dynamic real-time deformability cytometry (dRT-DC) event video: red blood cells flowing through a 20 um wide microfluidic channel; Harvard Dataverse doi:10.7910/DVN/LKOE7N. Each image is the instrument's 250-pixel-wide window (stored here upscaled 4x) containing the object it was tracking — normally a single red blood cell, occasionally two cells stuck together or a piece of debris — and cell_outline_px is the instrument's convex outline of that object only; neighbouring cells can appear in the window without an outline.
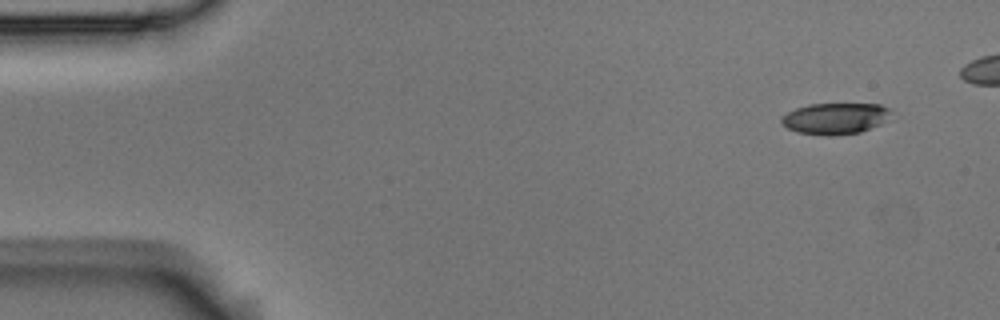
{"species": "Egyptian fruit bat (a non-hibernating species)", "species_latin": "Rousettus aegyptiacus", "temperature_condition": "room temperature", "stored_images_in_passage": 3, "camera_frame_rate_fps": 3000, "um_per_image_px": 0.085, "animal": {"sex": "male"}, "frame": {"image": 1, "passage_image": 1, "time_ms": 0.0, "image_size_px": [1000, 320], "cell_outline_px": [[888, 112], [880, 124], [860, 132], [828, 136], [796, 132], [788, 128], [780, 120], [788, 112], [796, 108], [808, 104], [880, 104], [888, 108]], "centroid_in_image_um": [70.93, 10.07], "position_along_channel_um": 14.1, "area_um2": 19.48}}